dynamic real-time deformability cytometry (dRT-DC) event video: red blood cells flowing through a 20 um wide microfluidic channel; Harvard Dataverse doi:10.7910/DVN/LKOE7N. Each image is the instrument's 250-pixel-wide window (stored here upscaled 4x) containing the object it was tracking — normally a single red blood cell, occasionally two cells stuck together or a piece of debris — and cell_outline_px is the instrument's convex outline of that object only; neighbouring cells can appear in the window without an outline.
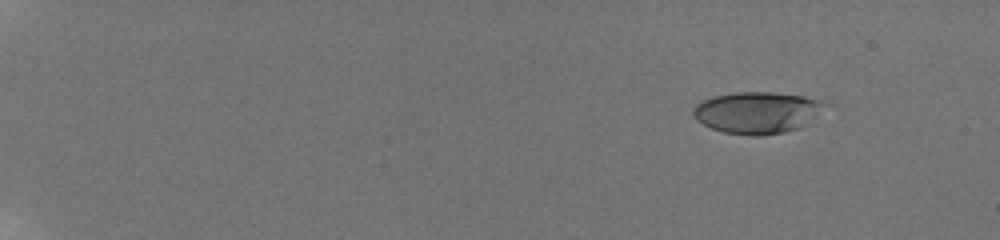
{"species": "human", "species_latin": "Homo sapiens", "temperature_condition": "room temperature", "stored_images_in_passage": 24, "camera_frame_rate_fps": 3000, "um_per_image_px": 0.085, "donor": {"sex": "male"}, "frame": {"image": 1, "passage_image": 1, "time_ms": 0.0, "image_size_px": [1000, 240], "cell_outline_px": [[828, 104], [800, 128], [784, 132], [760, 136], [752, 136], [724, 132], [712, 128], [696, 120], [692, 112], [696, 104], [704, 100], [716, 96], [736, 92], [772, 92], [804, 96]], "centroid_in_image_um": [64.33, 9.57], "position_along_channel_um": 20.7, "area_um2": 31.56}}
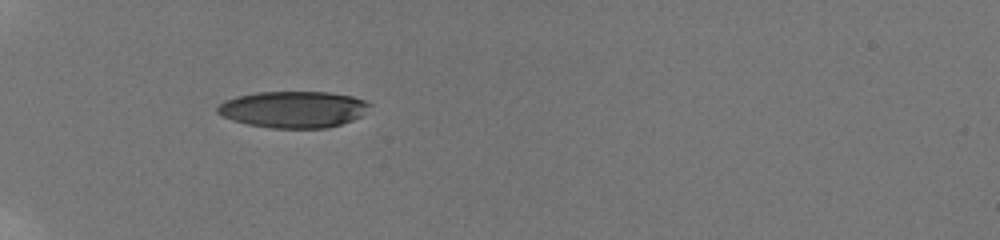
{"frame": {"image": 2, "passage_image": 19, "time_ms": 5.0, "image_size_px": [1000, 240], "cell_outline_px": [[372, 104], [360, 116], [352, 120], [328, 128], [272, 128], [248, 124], [224, 116], [216, 112], [216, 108], [224, 100], [236, 96], [256, 92], [332, 92], [352, 96], [364, 100]], "centroid_in_image_um": [24.94, 9.29], "position_along_channel_um": 60.1, "area_um2": 32.31}}